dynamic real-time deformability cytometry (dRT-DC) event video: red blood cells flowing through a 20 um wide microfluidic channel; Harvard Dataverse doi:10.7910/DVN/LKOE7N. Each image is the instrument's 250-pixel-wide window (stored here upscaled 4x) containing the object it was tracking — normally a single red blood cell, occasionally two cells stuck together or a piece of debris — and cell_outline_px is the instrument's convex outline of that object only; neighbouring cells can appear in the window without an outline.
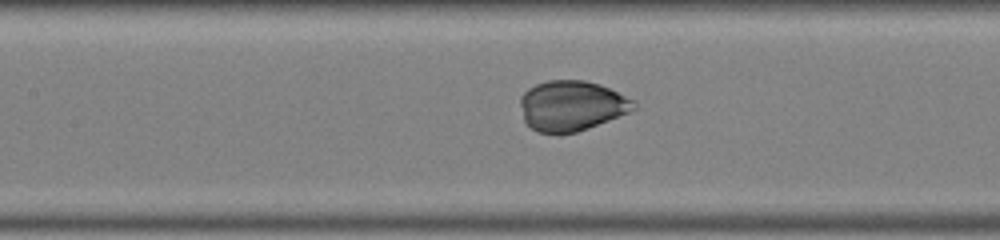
{"species": "common noctule bat (a hibernating species)", "species_latin": "Nyctalus noctula", "temperature_condition": "warm", "stored_images_in_passage": 45, "camera_frame_rate_fps": 3000, "um_per_image_px": 0.085, "animal": {"sex": "male", "body_mass_g": 19.0, "forearm_length_mm": 50.8}, "frame": {"image": 1, "passage_image": 22, "time_ms": 7.0, "image_size_px": [1000, 240], "cell_outline_px": [[636, 108], [628, 112], [588, 128], [576, 132], [536, 132], [524, 120], [520, 104], [520, 96], [528, 88], [536, 84], [548, 80], [584, 80], [600, 84], [636, 100]], "centroid_in_image_um": [48.59, 8.96], "position_along_channel_um": 158.8, "area_um2": 33.0}}
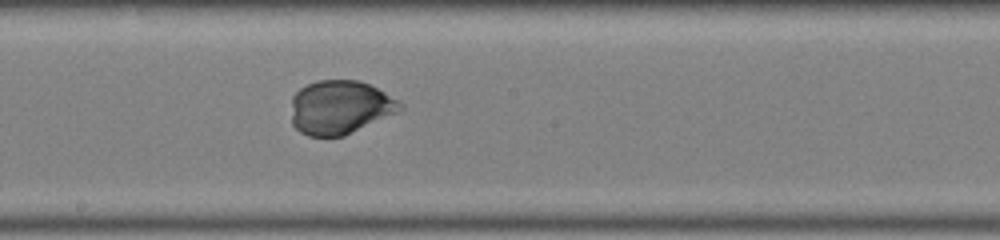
{"frame": {"image": 2, "passage_image": 26, "time_ms": 8.333, "image_size_px": [1000, 240], "cell_outline_px": [[404, 108], [396, 112], [344, 136], [308, 136], [300, 132], [292, 124], [292, 96], [300, 88], [316, 80], [360, 80], [400, 100], [404, 104]], "centroid_in_image_um": [28.89, 9.11], "position_along_channel_um": 219.3, "area_um2": 34.04}}
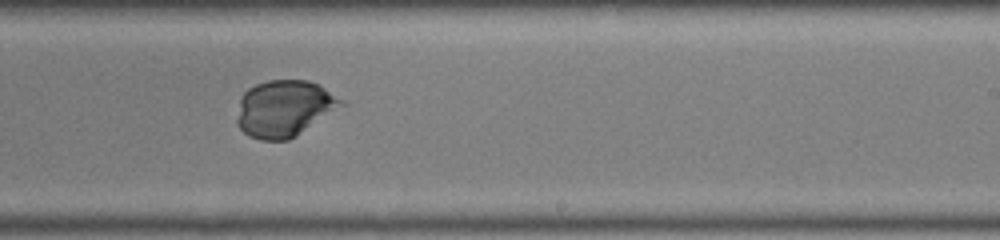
{"frame": {"image": 3, "passage_image": 29, "time_ms": 9.333, "image_size_px": [1000, 240], "cell_outline_px": [[348, 104], [296, 136], [288, 140], [260, 140], [248, 136], [236, 124], [236, 120], [240, 96], [248, 88], [256, 84], [268, 80], [308, 80], [320, 84], [344, 100]], "centroid_in_image_um": [24.2, 9.22], "position_along_channel_um": 264.8, "area_um2": 34.97}}